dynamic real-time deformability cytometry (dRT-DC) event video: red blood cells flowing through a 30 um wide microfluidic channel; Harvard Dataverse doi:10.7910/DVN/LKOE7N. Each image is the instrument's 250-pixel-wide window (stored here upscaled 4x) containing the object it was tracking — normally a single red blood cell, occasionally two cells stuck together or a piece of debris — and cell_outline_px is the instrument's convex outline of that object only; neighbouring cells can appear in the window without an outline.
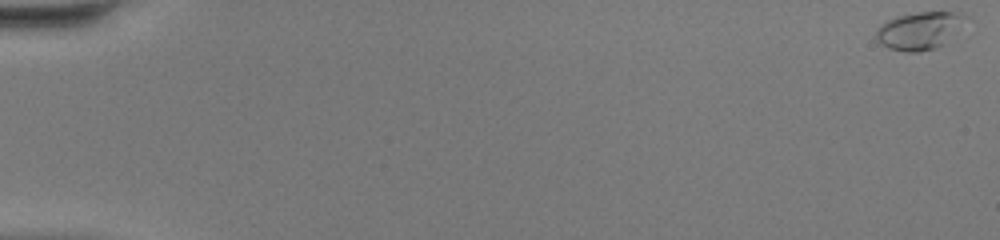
{"species": "common noctule bat (a hibernating species)", "species_latin": "Nyctalus noctula", "temperature_condition": "warm", "stored_images_in_passage": 49, "camera_frame_rate_fps": 3000, "um_per_image_px": 0.085, "animal": {"sex": "female", "body_mass_g": 20.0, "forearm_length_mm": 54.0}, "frame": {"image": 1, "passage_image": 1, "time_ms": 0.0, "image_size_px": [1000, 240], "cell_outline_px": [[972, 20], [944, 44], [936, 48], [920, 52], [904, 52], [888, 48], [880, 44], [876, 40], [876, 32], [880, 24], [896, 16], [916, 12], [952, 12], [972, 16]], "centroid_in_image_um": [78.24, 2.6], "position_along_channel_um": 6.8, "area_um2": 20.29}}
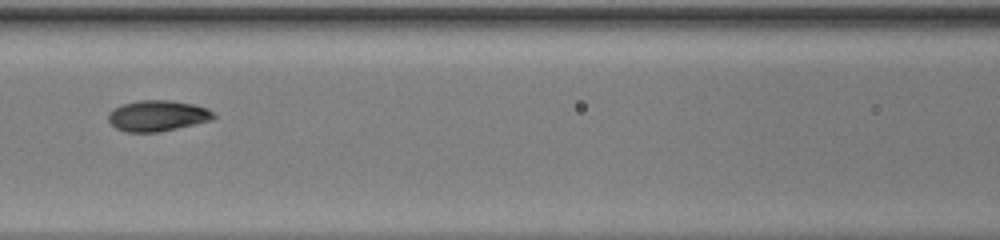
{"frame": {"image": 2, "passage_image": 24, "time_ms": 7.667, "image_size_px": [1000, 240], "cell_outline_px": [[216, 116], [212, 120], [176, 128], [156, 132], [124, 132], [116, 128], [108, 120], [108, 112], [120, 104], [140, 100], [168, 100], [192, 104], [208, 108]], "centroid_in_image_um": [13.35, 9.83], "position_along_channel_um": 153.2, "area_um2": 18.9}}
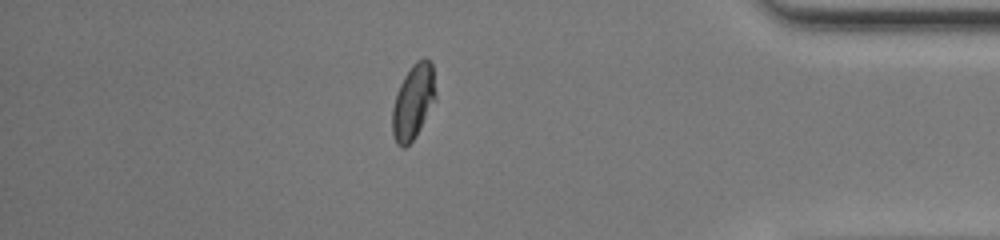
{"frame": {"image": 3, "passage_image": 43, "time_ms": 14.0, "image_size_px": [1000, 240], "cell_outline_px": [[436, 100], [416, 136], [404, 148], [400, 148], [396, 144], [392, 132], [392, 108], [400, 84], [404, 76], [412, 64], [416, 60], [424, 56], [432, 64], [436, 92]], "centroid_in_image_um": [35.13, 8.65], "position_along_channel_um": 400.1, "area_um2": 19.07}, "authors_computed_cell_mechanics": {"area_um2": 18.6116, "velocity_mm_per_s": 4.3665, "shape_relaxation_time_tau1_ms": 2.4657, "shape_relaxation_time_tau2_ms": 0.8604, "deformation_change_tau1": 0.1591, "deformation_change_tau2": 0.0462}}